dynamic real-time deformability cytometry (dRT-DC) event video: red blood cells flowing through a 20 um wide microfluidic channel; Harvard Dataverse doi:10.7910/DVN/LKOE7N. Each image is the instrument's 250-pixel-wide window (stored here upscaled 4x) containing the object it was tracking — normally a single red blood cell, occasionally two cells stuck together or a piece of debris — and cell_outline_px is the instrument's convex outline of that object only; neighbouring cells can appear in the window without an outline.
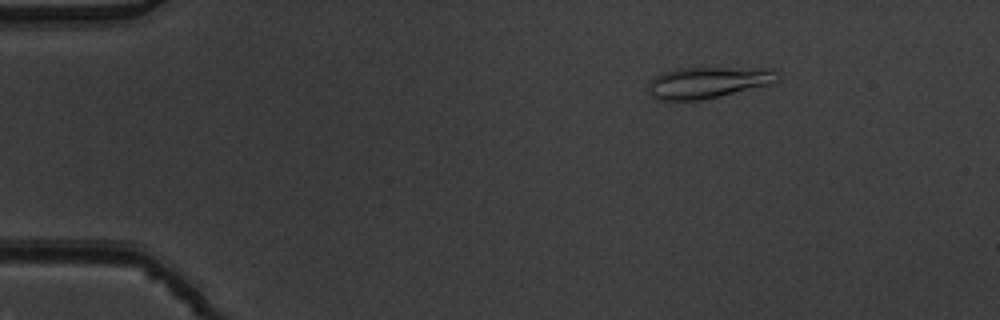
{"species": "common noctule bat (a hibernating species)", "species_latin": "Nyctalus noctula", "temperature_condition": "warm", "stored_images_in_passage": 52, "camera_frame_rate_fps": 3000, "um_per_image_px": 0.085, "animal": {"sex": "male", "body_mass_g": 19.5, "forearm_length_mm": 54.6}, "frame": {"image": 1, "passage_image": 8, "time_ms": 2.333, "image_size_px": [1000, 320], "cell_outline_px": [[780, 76], [772, 84], [720, 96], [700, 100], [656, 100], [648, 92], [648, 84], [656, 76], [664, 72], [676, 68], [776, 68]], "centroid_in_image_um": [60.21, 7.0], "position_along_channel_um": 24.8, "area_um2": 23.76}}
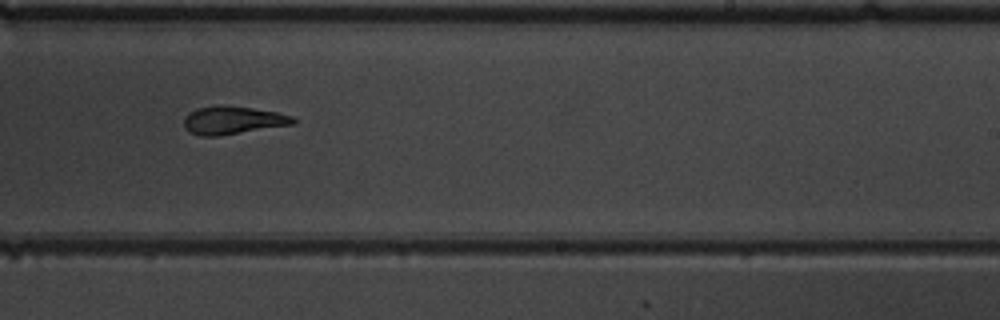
{"frame": {"image": 2, "passage_image": 33, "time_ms": 10.667, "image_size_px": [1000, 320], "cell_outline_px": [[296, 124], [220, 136], [200, 136], [188, 132], [184, 128], [184, 116], [188, 112], [196, 108], [216, 104], [220, 104], [252, 108], [276, 112], [292, 116], [296, 120]], "centroid_in_image_um": [19.75, 10.22], "position_along_channel_um": 269.3, "area_um2": 18.26}}
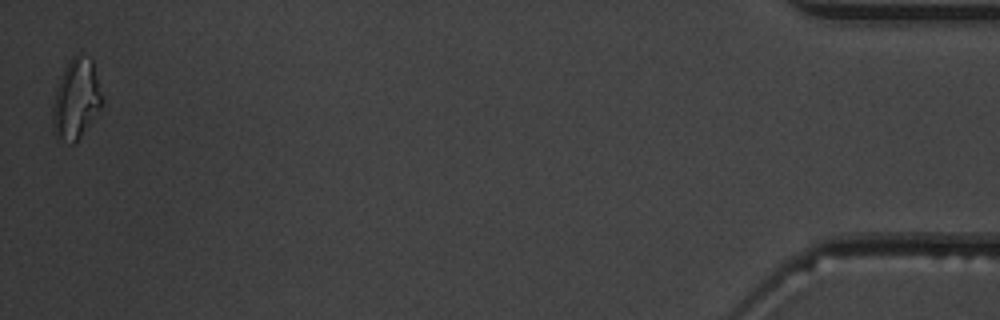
{"frame": {"image": 3, "passage_image": 52, "time_ms": 17.0, "image_size_px": [1000, 320], "cell_outline_px": [[104, 104], [80, 136], [72, 144], [56, 140], [52, 128], [52, 108], [56, 88], [64, 68], [68, 60], [76, 52], [80, 52], [92, 60], [104, 96]], "centroid_in_image_um": [6.47, 8.41], "position_along_channel_um": 428.7, "area_um2": 23.64}, "authors_computed_cell_mechanics": {"area_um2": 18.9295, "velocity_mm_per_s": 3.8869, "shape_relaxation_time_tau1_ms": 6.435, "shape_relaxation_time_tau2_ms": 2.4062, "deformation_change_tau1": 0.1941, "deformation_change_tau2": 0.097}}